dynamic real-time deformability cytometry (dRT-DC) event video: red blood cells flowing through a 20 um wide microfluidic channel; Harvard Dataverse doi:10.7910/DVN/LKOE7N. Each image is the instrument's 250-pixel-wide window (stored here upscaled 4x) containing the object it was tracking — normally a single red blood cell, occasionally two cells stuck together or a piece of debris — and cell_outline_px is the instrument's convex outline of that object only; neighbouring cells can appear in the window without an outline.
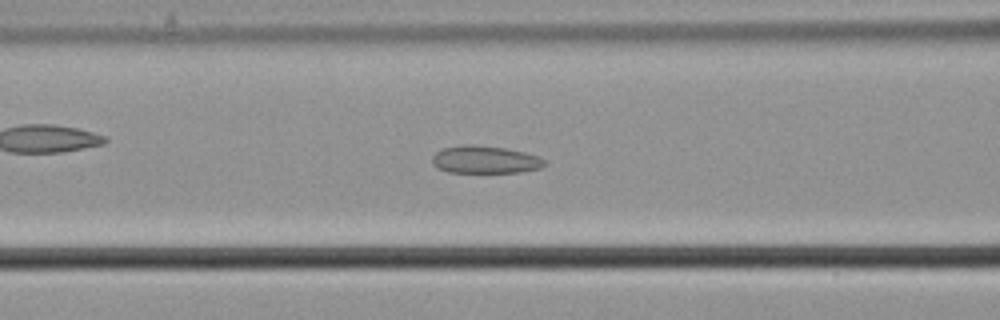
{"species": "common noctule bat (a hibernating species)", "species_latin": "Nyctalus noctula", "temperature_condition": "cold", "stored_images_in_passage": 57, "camera_frame_rate_fps": 3000, "um_per_image_px": 0.085, "animal": {"sex": "male", "body_mass_g": 21.5, "forearm_length_mm": 52.0}, "frame": {"image": 1, "passage_image": 24, "time_ms": 7.667, "image_size_px": [1000, 320], "cell_outline_px": [[548, 164], [540, 168], [520, 172], [448, 172], [436, 168], [432, 164], [432, 156], [436, 152], [444, 148], [464, 144], [472, 144], [504, 148], [524, 152], [540, 156]], "centroid_in_image_um": [41.23, 13.57], "position_along_channel_um": 125.4, "area_um2": 18.15}}
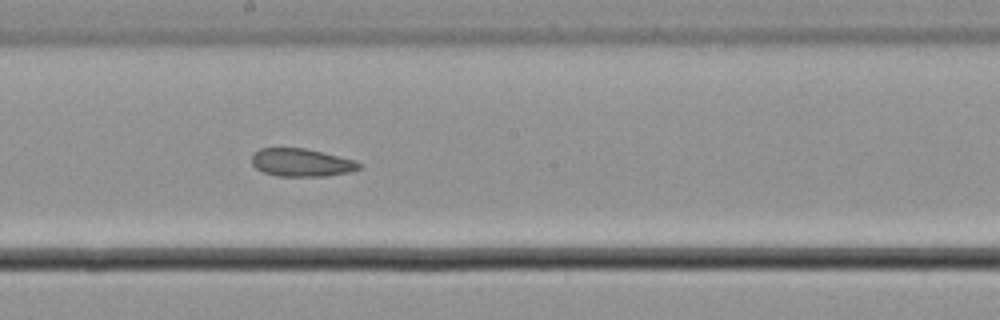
{"frame": {"image": 2, "passage_image": 32, "time_ms": 10.333, "image_size_px": [1000, 320], "cell_outline_px": [[364, 164], [360, 168], [348, 172], [328, 176], [276, 176], [264, 172], [256, 168], [252, 164], [252, 152], [260, 148], [304, 148], [356, 160]], "centroid_in_image_um": [25.62, 13.81], "position_along_channel_um": 222.6, "area_um2": 17.57}}
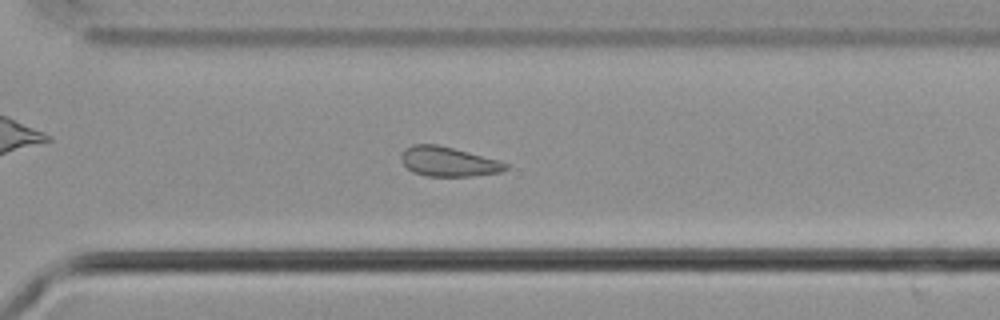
{"frame": {"image": 3, "passage_image": 41, "time_ms": 13.333, "image_size_px": [1000, 320], "cell_outline_px": [[508, 168], [500, 172], [472, 176], [428, 176], [412, 172], [400, 160], [400, 156], [404, 148], [412, 144], [436, 144], [500, 160], [508, 164]], "centroid_in_image_um": [38.09, 13.73], "position_along_channel_um": 332.5, "area_um2": 18.03}}